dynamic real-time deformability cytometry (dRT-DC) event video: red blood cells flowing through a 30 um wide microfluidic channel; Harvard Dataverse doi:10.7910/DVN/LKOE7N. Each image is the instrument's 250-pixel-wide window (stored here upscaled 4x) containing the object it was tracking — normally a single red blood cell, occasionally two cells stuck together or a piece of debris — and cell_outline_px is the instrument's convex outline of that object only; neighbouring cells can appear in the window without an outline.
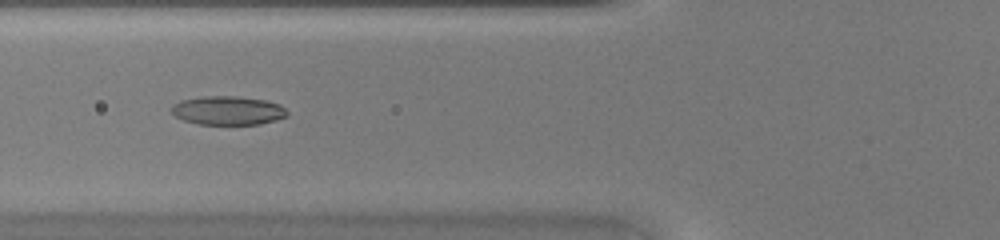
{"species": "common noctule bat (a hibernating species)", "species_latin": "Nyctalus noctula", "temperature_condition": "warm", "stored_images_in_passage": 47, "camera_frame_rate_fps": 3000, "um_per_image_px": 0.085, "animal": {"sex": "female", "body_mass_g": 20.0, "forearm_length_mm": 54.0}, "frame": {"image": 1, "passage_image": 19, "time_ms": 6.0, "image_size_px": [1000, 240], "cell_outline_px": [[288, 116], [276, 120], [260, 124], [200, 124], [184, 120], [176, 116], [168, 108], [172, 104], [180, 100], [200, 96], [240, 96], [264, 100], [280, 104], [288, 112]], "centroid_in_image_um": [19.35, 9.38], "position_along_channel_um": 106.4, "area_um2": 19.59}}
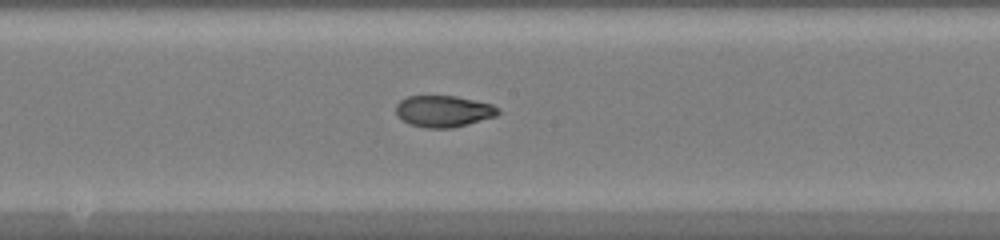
{"frame": {"image": 2, "passage_image": 26, "time_ms": 8.333, "image_size_px": [1000, 240], "cell_outline_px": [[500, 112], [496, 116], [468, 124], [452, 128], [428, 128], [408, 124], [396, 112], [396, 104], [400, 100], [408, 96], [456, 96], [492, 104], [500, 108]], "centroid_in_image_um": [37.72, 9.45], "position_along_channel_um": 210.5, "area_um2": 18.73}}
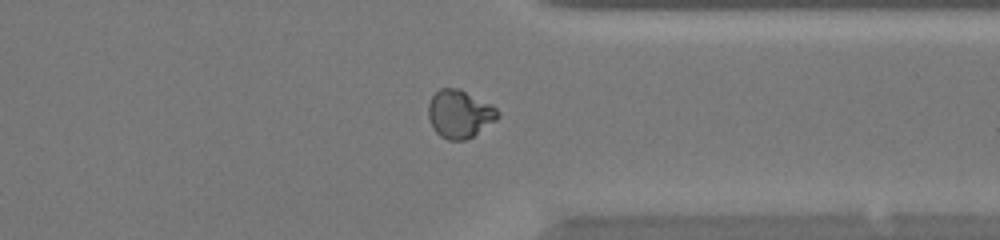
{"frame": {"image": 3, "passage_image": 37, "time_ms": 12.0, "image_size_px": [1000, 240], "cell_outline_px": [[500, 116], [496, 120], [472, 136], [464, 140], [448, 140], [440, 136], [432, 128], [428, 116], [428, 104], [432, 96], [440, 88], [460, 88], [492, 104], [500, 112]], "centroid_in_image_um": [39.06, 9.67], "position_along_channel_um": 372.3, "area_um2": 19.54}}